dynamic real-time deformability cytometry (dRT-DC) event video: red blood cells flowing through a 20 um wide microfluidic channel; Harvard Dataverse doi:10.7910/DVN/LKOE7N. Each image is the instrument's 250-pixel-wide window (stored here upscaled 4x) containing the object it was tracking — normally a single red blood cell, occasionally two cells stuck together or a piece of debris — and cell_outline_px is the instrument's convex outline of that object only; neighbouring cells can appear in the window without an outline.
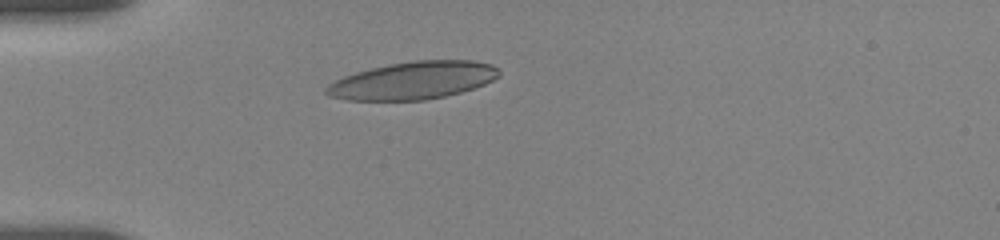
{"species": "human", "species_latin": "Homo sapiens", "temperature_condition": "room temperature", "stored_images_in_passage": 3, "camera_frame_rate_fps": 3000, "um_per_image_px": 0.085, "donor": {"sex": "female"}, "frame": {"image": 1, "passage_image": 1, "time_ms": 0.0, "image_size_px": [1000, 240], "cell_outline_px": [[500, 76], [484, 84], [460, 92], [444, 96], [424, 100], [348, 100], [328, 96], [324, 92], [324, 88], [328, 84], [344, 76], [356, 72], [372, 68], [392, 64], [416, 60], [472, 60], [492, 64], [500, 72]], "centroid_in_image_um": [35.09, 6.84], "position_along_channel_um": 49.9, "area_um2": 37.63}}
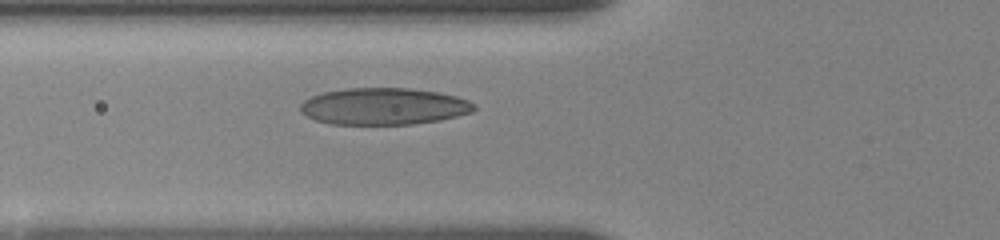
{"frame": {"image": 2, "passage_image": 3, "time_ms": 1.667, "image_size_px": [1000, 240], "cell_outline_px": [[476, 108], [472, 112], [440, 120], [412, 124], [332, 124], [316, 120], [300, 112], [300, 104], [304, 100], [312, 96], [324, 92], [348, 88], [408, 88], [436, 92], [456, 96], [468, 100], [476, 104]], "centroid_in_image_um": [32.63, 9.04], "position_along_channel_um": 93.2, "area_um2": 37.17}}